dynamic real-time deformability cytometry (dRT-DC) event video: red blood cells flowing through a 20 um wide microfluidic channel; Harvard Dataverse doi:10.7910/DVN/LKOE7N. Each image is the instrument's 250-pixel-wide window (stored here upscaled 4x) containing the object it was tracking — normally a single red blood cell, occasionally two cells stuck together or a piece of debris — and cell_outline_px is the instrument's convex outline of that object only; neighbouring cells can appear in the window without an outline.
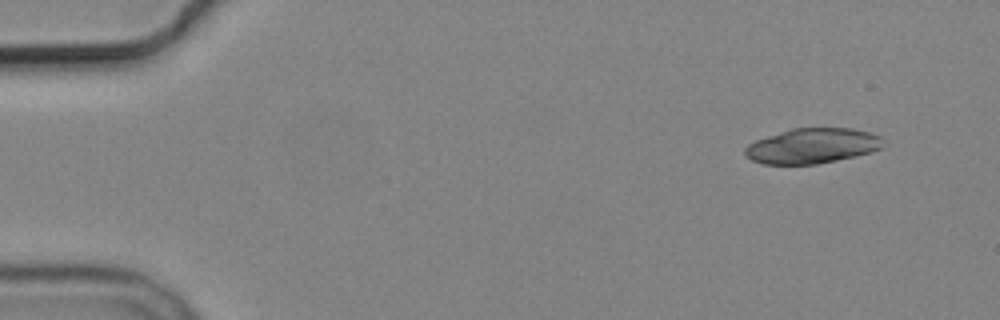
{"species": "common noctule bat (a hibernating species)", "species_latin": "Nyctalus noctula", "temperature_condition": "cold", "stored_images_in_passage": 6, "camera_frame_rate_fps": 3000, "um_per_image_px": 0.085, "animal": {"sex": "male", "body_mass_g": 19.2, "forearm_length_mm": 51.8}, "frame": {"image": 1, "passage_image": 1, "time_ms": 0.0, "image_size_px": [1000, 320], "cell_outline_px": [[888, 144], [872, 152], [856, 156], [816, 164], [764, 164], [752, 160], [744, 156], [744, 148], [748, 144], [756, 140], [792, 128], [852, 128], [868, 132], [880, 136]], "centroid_in_image_um": [69.07, 12.4], "position_along_channel_um": 15.9, "area_um2": 28.44}}
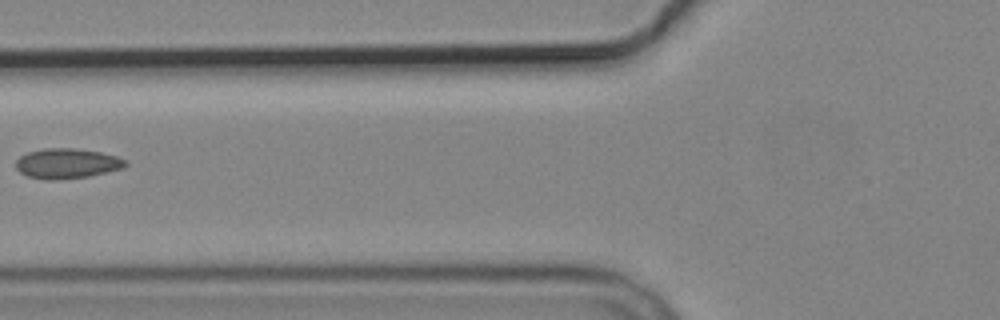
{"frame": {"image": 2, "passage_image": 6, "time_ms": 6.0, "image_size_px": [1000, 320], "cell_outline_px": [[128, 164], [124, 168], [108, 172], [88, 176], [52, 180], [44, 180], [28, 176], [20, 172], [16, 168], [16, 160], [20, 156], [28, 152], [44, 148], [72, 148], [100, 152], [116, 156], [128, 160]], "centroid_in_image_um": [5.71, 13.89], "position_along_channel_um": 120.1, "area_um2": 19.25}}